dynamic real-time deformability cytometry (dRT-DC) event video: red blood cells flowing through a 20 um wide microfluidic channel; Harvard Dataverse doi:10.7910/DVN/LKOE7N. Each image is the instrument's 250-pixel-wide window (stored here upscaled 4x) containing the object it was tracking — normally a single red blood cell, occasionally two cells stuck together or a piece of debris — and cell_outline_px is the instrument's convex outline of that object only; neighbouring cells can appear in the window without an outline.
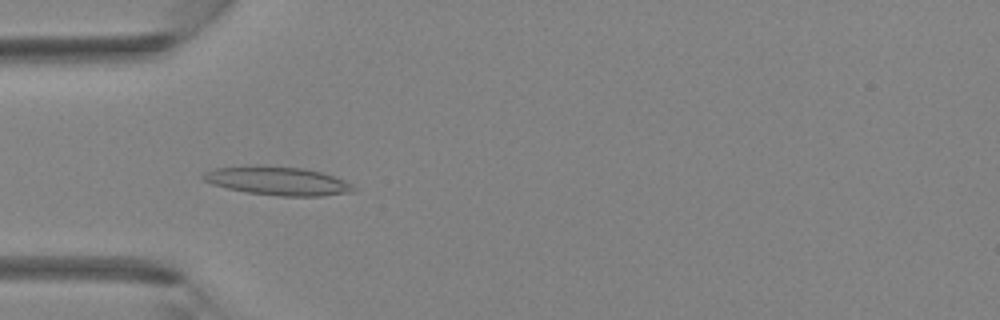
{"species": "Egyptian fruit bat (a non-hibernating species)", "species_latin": "Rousettus aegyptiacus", "temperature_condition": "room temperature", "stored_images_in_passage": 41, "camera_frame_rate_fps": 3000, "um_per_image_px": 0.085, "animal": {"sex": "female"}, "frame": {"image": 1, "passage_image": 13, "time_ms": 4.0, "image_size_px": [1000, 320], "cell_outline_px": [[356, 192], [320, 196], [280, 196], [248, 192], [228, 188], [212, 184], [204, 180], [200, 176], [204, 172], [216, 168], [300, 168], [320, 172], [344, 180], [352, 184], [356, 188]], "centroid_in_image_um": [23.68, 15.43], "position_along_channel_um": 61.3, "area_um2": 23.87}}
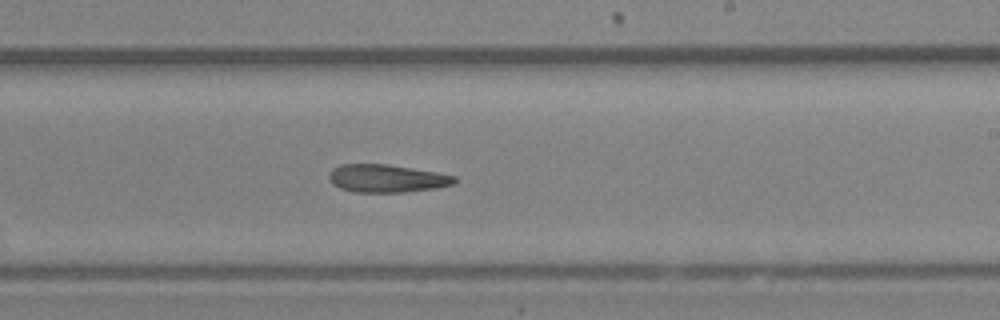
{"frame": {"image": 2, "passage_image": 25, "time_ms": 8.0, "image_size_px": [1000, 320], "cell_outline_px": [[456, 180], [452, 184], [436, 188], [404, 192], [356, 192], [340, 188], [332, 184], [328, 176], [332, 168], [340, 164], [388, 164], [436, 172], [456, 176]], "centroid_in_image_um": [32.84, 15.16], "position_along_channel_um": 256.2, "area_um2": 20.35}}
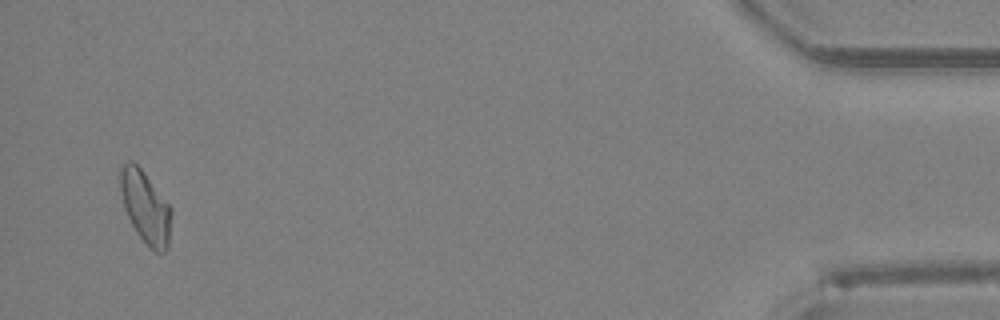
{"frame": {"image": 3, "passage_image": 40, "time_ms": 13.0, "image_size_px": [1000, 320], "cell_outline_px": [[172, 212], [168, 248], [164, 252], [156, 252], [148, 248], [136, 232], [124, 208], [120, 188], [120, 164], [132, 160], [144, 172], [172, 208]], "centroid_in_image_um": [12.37, 17.62], "position_along_channel_um": 422.8, "area_um2": 21.62}}